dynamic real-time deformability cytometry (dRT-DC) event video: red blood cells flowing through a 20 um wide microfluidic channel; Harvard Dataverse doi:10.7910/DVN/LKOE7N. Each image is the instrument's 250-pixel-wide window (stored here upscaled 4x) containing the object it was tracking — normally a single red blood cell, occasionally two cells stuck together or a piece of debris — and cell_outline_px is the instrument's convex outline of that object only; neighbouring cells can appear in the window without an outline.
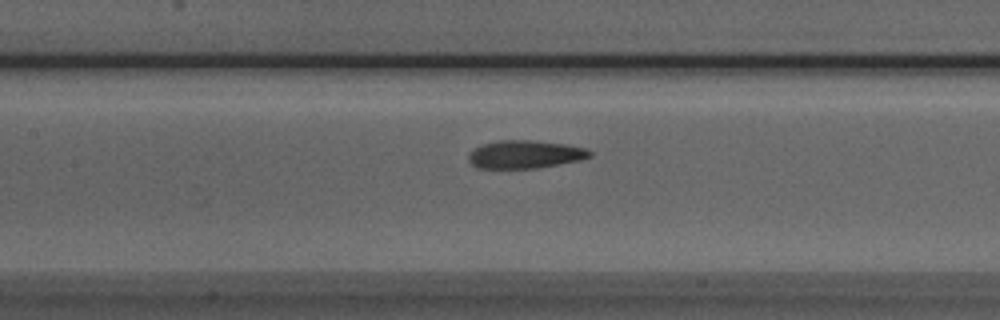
{"species": "Egyptian fruit bat (a non-hibernating species)", "species_latin": "Rousettus aegyptiacus", "temperature_condition": "room temperature", "stored_images_in_passage": 47, "camera_frame_rate_fps": 3000, "um_per_image_px": 0.085, "animal": {"sex": "male"}, "frame": {"image": 1, "passage_image": 24, "time_ms": 7.667, "image_size_px": [1000, 320], "cell_outline_px": [[592, 156], [580, 160], [536, 168], [476, 168], [468, 160], [468, 156], [476, 148], [484, 144], [496, 140], [528, 140], [568, 144], [584, 148], [592, 152]], "centroid_in_image_um": [44.64, 13.12], "position_along_channel_um": 162.8, "area_um2": 19.65}}
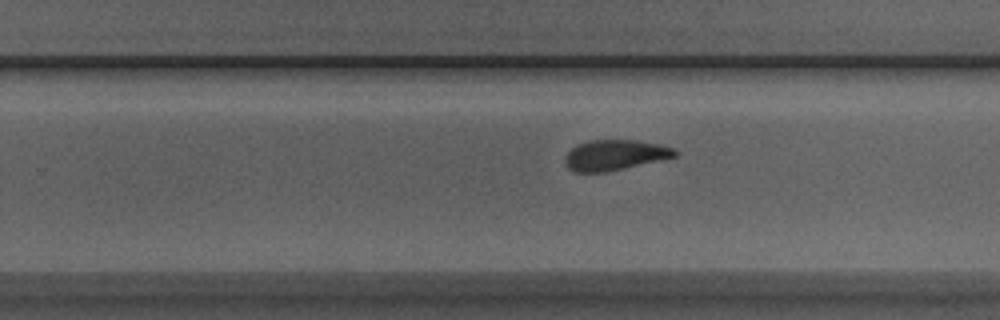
{"frame": {"image": 2, "passage_image": 33, "time_ms": 10.667, "image_size_px": [1000, 320], "cell_outline_px": [[680, 152], [676, 156], [660, 160], [624, 168], [604, 172], [576, 172], [568, 168], [564, 160], [564, 156], [576, 144], [588, 140], [636, 140], [660, 144], [672, 148]], "centroid_in_image_um": [52.24, 13.17], "position_along_channel_um": 277.6, "area_um2": 19.48}}
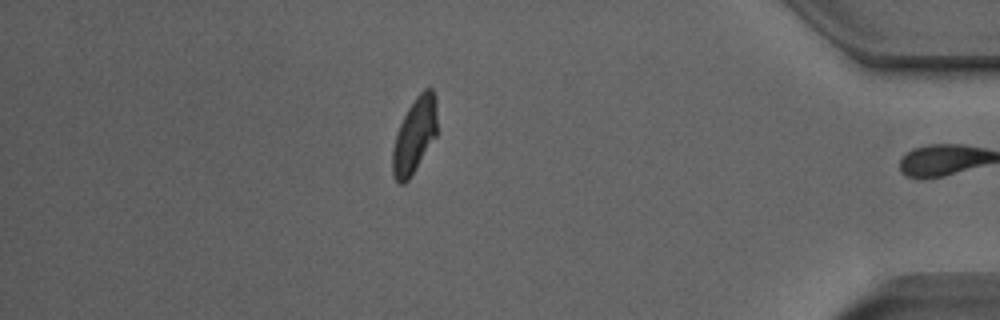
{"frame": {"image": 3, "passage_image": 46, "time_ms": 15.0, "image_size_px": [1000, 320], "cell_outline_px": [[436, 136], [408, 180], [404, 184], [400, 184], [396, 180], [392, 172], [392, 148], [400, 124], [408, 108], [416, 96], [424, 88], [432, 88], [436, 96]], "centroid_in_image_um": [35.23, 11.49], "position_along_channel_um": 400.0, "area_um2": 19.36}, "authors_computed_cell_mechanics": {"area_um2": 20.23, "velocity_mm_per_s": 3.8393, "shape_relaxation_time_tau1_ms": 5.8389, "shape_relaxation_time_tau2_ms": 1.7737, "deformation_change_tau1": 0.1839, "deformation_change_tau2": 0.0971}}